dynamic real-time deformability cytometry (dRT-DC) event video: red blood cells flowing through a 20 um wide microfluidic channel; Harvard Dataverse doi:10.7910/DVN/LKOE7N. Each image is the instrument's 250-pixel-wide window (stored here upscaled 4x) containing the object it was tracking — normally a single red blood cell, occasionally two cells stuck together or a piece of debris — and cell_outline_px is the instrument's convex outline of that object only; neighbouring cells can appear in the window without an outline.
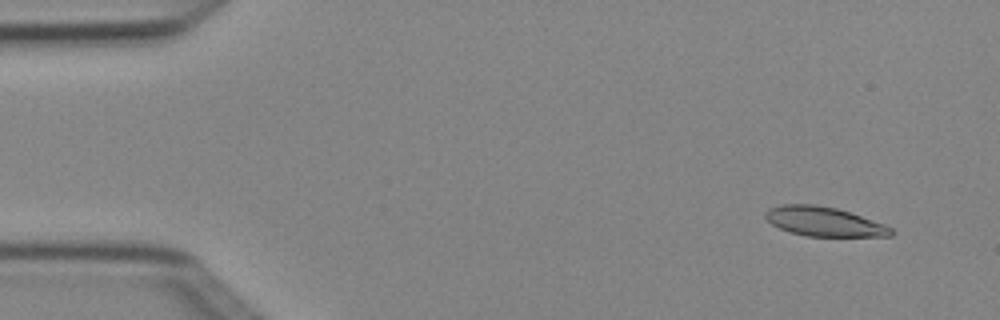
{"species": "Egyptian fruit bat (a non-hibernating species)", "species_latin": "Rousettus aegyptiacus", "temperature_condition": "cold", "stored_images_in_passage": 5, "camera_frame_rate_fps": 3000, "um_per_image_px": 0.085, "animal": {"sex": "female"}, "frame": {"image": 1, "passage_image": 1, "time_ms": 0.0, "image_size_px": [1000, 320], "cell_outline_px": [[896, 232], [892, 236], [804, 236], [780, 228], [772, 224], [764, 216], [764, 212], [768, 208], [780, 204], [816, 204], [836, 208], [884, 224], [892, 228]], "centroid_in_image_um": [70.02, 18.83], "position_along_channel_um": 15.0, "area_um2": 21.44}}